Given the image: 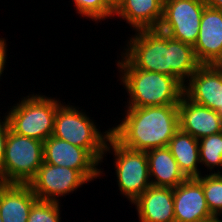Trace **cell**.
Listing matches in <instances>:
<instances>
[{
	"label": "cell",
	"instance_id": "obj_1",
	"mask_svg": "<svg viewBox=\"0 0 222 222\" xmlns=\"http://www.w3.org/2000/svg\"><path fill=\"white\" fill-rule=\"evenodd\" d=\"M135 32L121 54L136 69L175 77L184 86L201 65L191 44L175 40L159 29Z\"/></svg>",
	"mask_w": 222,
	"mask_h": 222
},
{
	"label": "cell",
	"instance_id": "obj_2",
	"mask_svg": "<svg viewBox=\"0 0 222 222\" xmlns=\"http://www.w3.org/2000/svg\"><path fill=\"white\" fill-rule=\"evenodd\" d=\"M123 120L110 128L123 146L140 151L167 147L179 130L178 105L127 108Z\"/></svg>",
	"mask_w": 222,
	"mask_h": 222
},
{
	"label": "cell",
	"instance_id": "obj_3",
	"mask_svg": "<svg viewBox=\"0 0 222 222\" xmlns=\"http://www.w3.org/2000/svg\"><path fill=\"white\" fill-rule=\"evenodd\" d=\"M117 61L121 84L127 91L126 108L178 105L184 86L172 76L136 69L122 54Z\"/></svg>",
	"mask_w": 222,
	"mask_h": 222
},
{
	"label": "cell",
	"instance_id": "obj_4",
	"mask_svg": "<svg viewBox=\"0 0 222 222\" xmlns=\"http://www.w3.org/2000/svg\"><path fill=\"white\" fill-rule=\"evenodd\" d=\"M55 99L39 93L23 97L5 115L11 130L41 142L47 140L53 134L57 108L62 104Z\"/></svg>",
	"mask_w": 222,
	"mask_h": 222
},
{
	"label": "cell",
	"instance_id": "obj_5",
	"mask_svg": "<svg viewBox=\"0 0 222 222\" xmlns=\"http://www.w3.org/2000/svg\"><path fill=\"white\" fill-rule=\"evenodd\" d=\"M110 135L111 129L99 132L94 121L76 106L62 103L57 108L52 136L87 149L100 163Z\"/></svg>",
	"mask_w": 222,
	"mask_h": 222
},
{
	"label": "cell",
	"instance_id": "obj_6",
	"mask_svg": "<svg viewBox=\"0 0 222 222\" xmlns=\"http://www.w3.org/2000/svg\"><path fill=\"white\" fill-rule=\"evenodd\" d=\"M114 154L115 173L120 194L133 203L150 186L146 151L134 150L120 144L110 135L104 154Z\"/></svg>",
	"mask_w": 222,
	"mask_h": 222
},
{
	"label": "cell",
	"instance_id": "obj_7",
	"mask_svg": "<svg viewBox=\"0 0 222 222\" xmlns=\"http://www.w3.org/2000/svg\"><path fill=\"white\" fill-rule=\"evenodd\" d=\"M43 162V142L9 130L1 164L4 184H29Z\"/></svg>",
	"mask_w": 222,
	"mask_h": 222
},
{
	"label": "cell",
	"instance_id": "obj_8",
	"mask_svg": "<svg viewBox=\"0 0 222 222\" xmlns=\"http://www.w3.org/2000/svg\"><path fill=\"white\" fill-rule=\"evenodd\" d=\"M206 5L204 0H164L159 30L169 37L194 46Z\"/></svg>",
	"mask_w": 222,
	"mask_h": 222
},
{
	"label": "cell",
	"instance_id": "obj_9",
	"mask_svg": "<svg viewBox=\"0 0 222 222\" xmlns=\"http://www.w3.org/2000/svg\"><path fill=\"white\" fill-rule=\"evenodd\" d=\"M88 182L78 170L43 162L28 185L37 199L59 202V196L69 195Z\"/></svg>",
	"mask_w": 222,
	"mask_h": 222
},
{
	"label": "cell",
	"instance_id": "obj_10",
	"mask_svg": "<svg viewBox=\"0 0 222 222\" xmlns=\"http://www.w3.org/2000/svg\"><path fill=\"white\" fill-rule=\"evenodd\" d=\"M43 160L50 165L78 170L88 181L103 174L98 168L100 162L87 149L52 135L43 142Z\"/></svg>",
	"mask_w": 222,
	"mask_h": 222
},
{
	"label": "cell",
	"instance_id": "obj_11",
	"mask_svg": "<svg viewBox=\"0 0 222 222\" xmlns=\"http://www.w3.org/2000/svg\"><path fill=\"white\" fill-rule=\"evenodd\" d=\"M186 82L183 94L189 100L217 112L220 110L222 106V65H200Z\"/></svg>",
	"mask_w": 222,
	"mask_h": 222
},
{
	"label": "cell",
	"instance_id": "obj_12",
	"mask_svg": "<svg viewBox=\"0 0 222 222\" xmlns=\"http://www.w3.org/2000/svg\"><path fill=\"white\" fill-rule=\"evenodd\" d=\"M193 48L201 65H222V10L205 7Z\"/></svg>",
	"mask_w": 222,
	"mask_h": 222
},
{
	"label": "cell",
	"instance_id": "obj_13",
	"mask_svg": "<svg viewBox=\"0 0 222 222\" xmlns=\"http://www.w3.org/2000/svg\"><path fill=\"white\" fill-rule=\"evenodd\" d=\"M175 222H204L212 219L201 182L187 178L173 188Z\"/></svg>",
	"mask_w": 222,
	"mask_h": 222
},
{
	"label": "cell",
	"instance_id": "obj_14",
	"mask_svg": "<svg viewBox=\"0 0 222 222\" xmlns=\"http://www.w3.org/2000/svg\"><path fill=\"white\" fill-rule=\"evenodd\" d=\"M179 129L196 139L222 132V117L213 109L189 100L184 94L178 104Z\"/></svg>",
	"mask_w": 222,
	"mask_h": 222
},
{
	"label": "cell",
	"instance_id": "obj_15",
	"mask_svg": "<svg viewBox=\"0 0 222 222\" xmlns=\"http://www.w3.org/2000/svg\"><path fill=\"white\" fill-rule=\"evenodd\" d=\"M132 204L139 222H175L173 188L150 186Z\"/></svg>",
	"mask_w": 222,
	"mask_h": 222
},
{
	"label": "cell",
	"instance_id": "obj_16",
	"mask_svg": "<svg viewBox=\"0 0 222 222\" xmlns=\"http://www.w3.org/2000/svg\"><path fill=\"white\" fill-rule=\"evenodd\" d=\"M37 197L28 184L0 183V216L3 222H27Z\"/></svg>",
	"mask_w": 222,
	"mask_h": 222
},
{
	"label": "cell",
	"instance_id": "obj_17",
	"mask_svg": "<svg viewBox=\"0 0 222 222\" xmlns=\"http://www.w3.org/2000/svg\"><path fill=\"white\" fill-rule=\"evenodd\" d=\"M163 7L164 0H125L113 16L126 20L133 30L158 29Z\"/></svg>",
	"mask_w": 222,
	"mask_h": 222
},
{
	"label": "cell",
	"instance_id": "obj_18",
	"mask_svg": "<svg viewBox=\"0 0 222 222\" xmlns=\"http://www.w3.org/2000/svg\"><path fill=\"white\" fill-rule=\"evenodd\" d=\"M146 153L151 186L175 188L187 179L168 147L150 149Z\"/></svg>",
	"mask_w": 222,
	"mask_h": 222
},
{
	"label": "cell",
	"instance_id": "obj_19",
	"mask_svg": "<svg viewBox=\"0 0 222 222\" xmlns=\"http://www.w3.org/2000/svg\"><path fill=\"white\" fill-rule=\"evenodd\" d=\"M167 147L187 178L201 176L198 167V164H200L198 139L179 129L171 138Z\"/></svg>",
	"mask_w": 222,
	"mask_h": 222
},
{
	"label": "cell",
	"instance_id": "obj_20",
	"mask_svg": "<svg viewBox=\"0 0 222 222\" xmlns=\"http://www.w3.org/2000/svg\"><path fill=\"white\" fill-rule=\"evenodd\" d=\"M201 182L207 206L214 217L222 214V173L218 170L212 174L197 177Z\"/></svg>",
	"mask_w": 222,
	"mask_h": 222
},
{
	"label": "cell",
	"instance_id": "obj_21",
	"mask_svg": "<svg viewBox=\"0 0 222 222\" xmlns=\"http://www.w3.org/2000/svg\"><path fill=\"white\" fill-rule=\"evenodd\" d=\"M198 142L200 163L208 167L209 174H212L214 167H222V132L201 138Z\"/></svg>",
	"mask_w": 222,
	"mask_h": 222
},
{
	"label": "cell",
	"instance_id": "obj_22",
	"mask_svg": "<svg viewBox=\"0 0 222 222\" xmlns=\"http://www.w3.org/2000/svg\"><path fill=\"white\" fill-rule=\"evenodd\" d=\"M59 204L37 199L31 207L27 222H61Z\"/></svg>",
	"mask_w": 222,
	"mask_h": 222
},
{
	"label": "cell",
	"instance_id": "obj_23",
	"mask_svg": "<svg viewBox=\"0 0 222 222\" xmlns=\"http://www.w3.org/2000/svg\"><path fill=\"white\" fill-rule=\"evenodd\" d=\"M76 7L77 14L87 19L106 20V18L113 17V12L106 6L104 0H73Z\"/></svg>",
	"mask_w": 222,
	"mask_h": 222
},
{
	"label": "cell",
	"instance_id": "obj_24",
	"mask_svg": "<svg viewBox=\"0 0 222 222\" xmlns=\"http://www.w3.org/2000/svg\"><path fill=\"white\" fill-rule=\"evenodd\" d=\"M1 118V117H0ZM10 124L6 116H4V119H0V183L4 184V174L2 171L1 164L3 162L5 148H6V141L7 136L10 130Z\"/></svg>",
	"mask_w": 222,
	"mask_h": 222
},
{
	"label": "cell",
	"instance_id": "obj_25",
	"mask_svg": "<svg viewBox=\"0 0 222 222\" xmlns=\"http://www.w3.org/2000/svg\"><path fill=\"white\" fill-rule=\"evenodd\" d=\"M6 40L4 38H0V78L3 74V71L5 70L4 66L6 65V58H7V46H6Z\"/></svg>",
	"mask_w": 222,
	"mask_h": 222
},
{
	"label": "cell",
	"instance_id": "obj_26",
	"mask_svg": "<svg viewBox=\"0 0 222 222\" xmlns=\"http://www.w3.org/2000/svg\"><path fill=\"white\" fill-rule=\"evenodd\" d=\"M125 0H104L106 6L115 13Z\"/></svg>",
	"mask_w": 222,
	"mask_h": 222
},
{
	"label": "cell",
	"instance_id": "obj_27",
	"mask_svg": "<svg viewBox=\"0 0 222 222\" xmlns=\"http://www.w3.org/2000/svg\"><path fill=\"white\" fill-rule=\"evenodd\" d=\"M207 7L222 10V0H204Z\"/></svg>",
	"mask_w": 222,
	"mask_h": 222
},
{
	"label": "cell",
	"instance_id": "obj_28",
	"mask_svg": "<svg viewBox=\"0 0 222 222\" xmlns=\"http://www.w3.org/2000/svg\"><path fill=\"white\" fill-rule=\"evenodd\" d=\"M204 222H222V220L217 218V217H213L212 219H209V220L204 221Z\"/></svg>",
	"mask_w": 222,
	"mask_h": 222
},
{
	"label": "cell",
	"instance_id": "obj_29",
	"mask_svg": "<svg viewBox=\"0 0 222 222\" xmlns=\"http://www.w3.org/2000/svg\"><path fill=\"white\" fill-rule=\"evenodd\" d=\"M218 113L221 115V117H222V106H221V108H220V110L218 111Z\"/></svg>",
	"mask_w": 222,
	"mask_h": 222
}]
</instances>
